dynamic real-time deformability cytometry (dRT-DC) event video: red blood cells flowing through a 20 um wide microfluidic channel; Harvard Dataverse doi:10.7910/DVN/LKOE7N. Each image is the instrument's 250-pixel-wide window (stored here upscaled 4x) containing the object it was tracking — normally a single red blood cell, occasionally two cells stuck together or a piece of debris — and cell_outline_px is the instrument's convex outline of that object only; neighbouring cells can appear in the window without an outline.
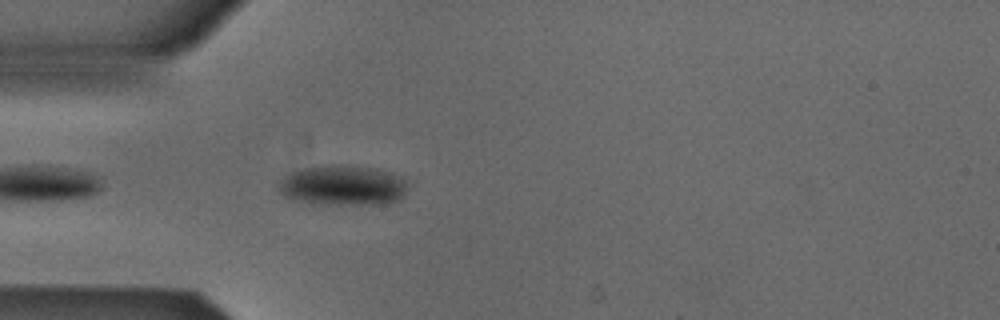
{"species": "Egyptian fruit bat (a non-hibernating species)", "species_latin": "Rousettus aegyptiacus", "temperature_condition": "cold", "stored_images_in_passage": 30, "camera_frame_rate_fps": 3000, "um_per_image_px": 0.085, "animal": {"sex": "male"}, "frame": {"image": 1, "passage_image": 1, "time_ms": 0.0, "image_size_px": [1000, 320], "cell_outline_px": [[408, 184], [404, 196], [400, 200], [384, 204], [312, 204], [296, 200], [284, 196], [276, 188], [276, 184], [288, 172], [304, 168], [328, 164], [340, 164], [376, 168], [392, 172], [408, 180]], "centroid_in_image_um": [29.14, 15.75], "position_along_channel_um": 55.9, "area_um2": 31.04}}
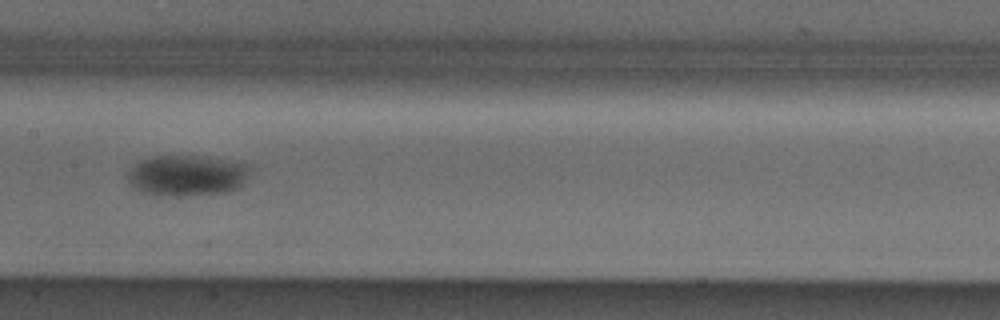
{"frame": {"image": 2, "passage_image": 12, "time_ms": 3.667, "image_size_px": [1000, 320], "cell_outline_px": [[252, 168], [244, 184], [240, 188], [228, 192], [168, 196], [152, 196], [132, 188], [128, 184], [128, 168], [132, 164], [140, 160], [152, 156], [200, 156], [228, 160], [252, 164]], "centroid_in_image_um": [15.88, 14.91], "position_along_channel_um": 191.5, "area_um2": 29.88}}
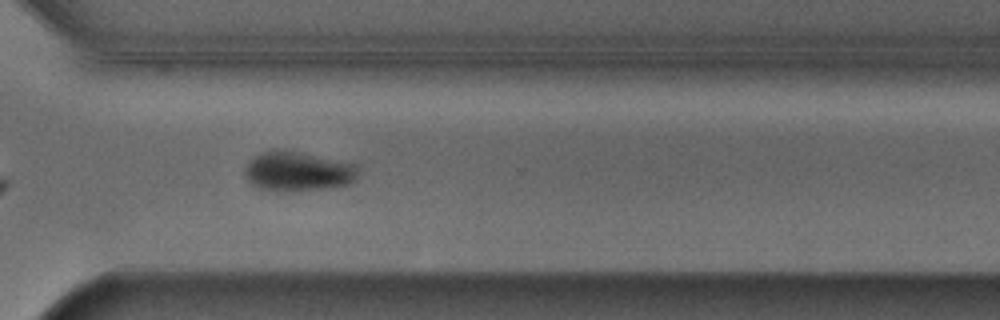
{"frame": {"image": 3, "passage_image": 24, "time_ms": 7.667, "image_size_px": [1000, 320], "cell_outline_px": [[360, 168], [356, 180], [348, 184], [320, 188], [272, 192], [256, 188], [244, 176], [244, 168], [260, 152], [272, 148], [284, 148], [356, 164]], "centroid_in_image_um": [25.28, 14.54], "position_along_channel_um": 345.3, "area_um2": 26.53}}